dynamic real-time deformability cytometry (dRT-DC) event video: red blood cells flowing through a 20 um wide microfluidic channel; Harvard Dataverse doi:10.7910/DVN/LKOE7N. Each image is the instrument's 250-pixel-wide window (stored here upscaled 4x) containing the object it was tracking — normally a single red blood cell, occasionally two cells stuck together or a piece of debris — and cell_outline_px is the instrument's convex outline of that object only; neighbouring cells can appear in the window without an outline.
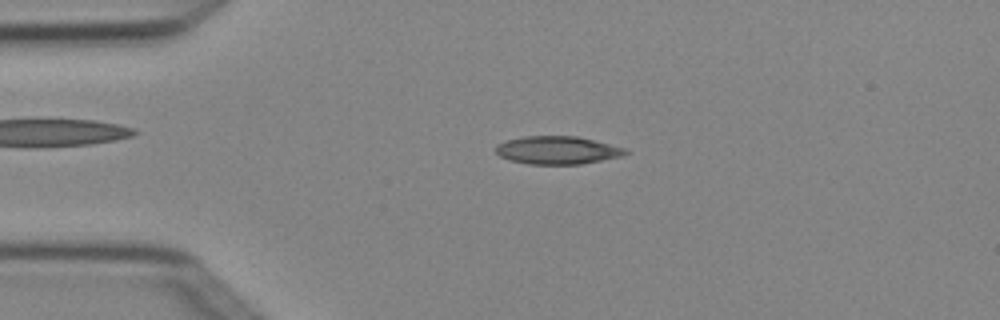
{"species": "Egyptian fruit bat (a non-hibernating species)", "species_latin": "Rousettus aegyptiacus", "temperature_condition": "cold", "stored_images_in_passage": 3, "camera_frame_rate_fps": 3000, "um_per_image_px": 0.085, "animal": {"sex": "female"}, "frame": {"image": 1, "passage_image": 2, "time_ms": 0.333, "image_size_px": [1000, 320], "cell_outline_px": [[628, 152], [624, 156], [580, 164], [528, 164], [508, 160], [500, 156], [496, 152], [496, 144], [504, 140], [524, 136], [576, 136], [624, 148]], "centroid_in_image_um": [47.32, 12.77], "position_along_channel_um": 37.7, "area_um2": 21.1}}
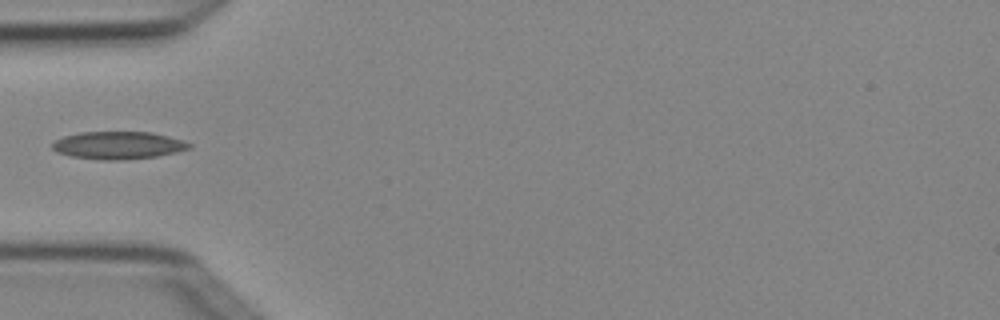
{"frame": {"image": 2, "passage_image": 3, "time_ms": 0.667, "image_size_px": [1000, 320], "cell_outline_px": [[192, 148], [176, 152], [156, 156], [120, 160], [100, 160], [72, 156], [56, 152], [52, 148], [52, 144], [56, 140], [64, 136], [80, 132], [152, 132], [184, 140], [192, 144]], "centroid_in_image_um": [10.07, 12.35], "position_along_channel_um": 74.9, "area_um2": 22.02}}